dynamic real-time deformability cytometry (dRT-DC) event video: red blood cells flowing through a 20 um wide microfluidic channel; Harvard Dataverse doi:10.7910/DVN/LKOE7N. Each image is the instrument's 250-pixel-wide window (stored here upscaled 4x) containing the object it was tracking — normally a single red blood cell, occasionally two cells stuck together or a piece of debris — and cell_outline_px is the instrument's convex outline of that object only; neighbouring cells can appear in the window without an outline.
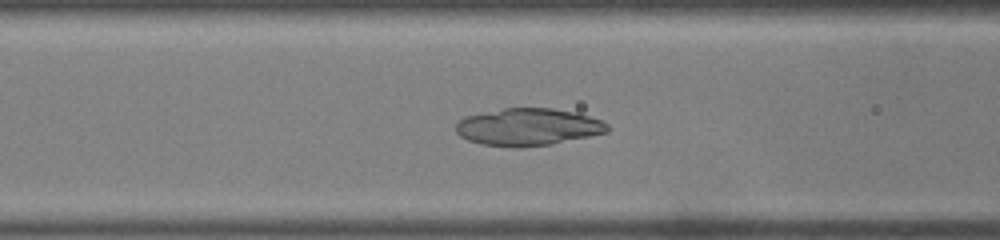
{"species": "common noctule bat (a hibernating species)", "species_latin": "Nyctalus noctula", "temperature_condition": "warm", "stored_images_in_passage": 37, "camera_frame_rate_fps": 3000, "um_per_image_px": 0.085, "animal": {"sex": "male", "body_mass_g": 19.0, "forearm_length_mm": 50.8}, "frame": {"image": 1, "passage_image": 6, "time_ms": 1.667, "image_size_px": [1000, 240], "cell_outline_px": [[608, 132], [552, 144], [520, 148], [508, 148], [480, 144], [468, 140], [460, 136], [456, 132], [456, 124], [464, 116], [504, 108], [552, 108], [576, 112], [600, 120], [608, 124]], "centroid_in_image_um": [44.86, 10.81], "position_along_channel_um": 121.7, "area_um2": 33.12}}
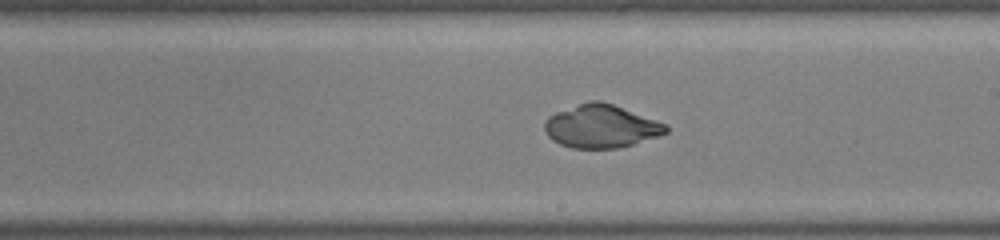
{"frame": {"image": 2, "passage_image": 15, "time_ms": 4.667, "image_size_px": [1000, 240], "cell_outline_px": [[668, 132], [660, 136], [632, 144], [616, 148], [572, 148], [560, 144], [552, 140], [548, 136], [544, 128], [544, 124], [548, 116], [556, 112], [588, 100], [600, 100], [612, 104], [664, 124], [668, 128]], "centroid_in_image_um": [51.05, 10.74], "position_along_channel_um": 238.0, "area_um2": 30.11}}
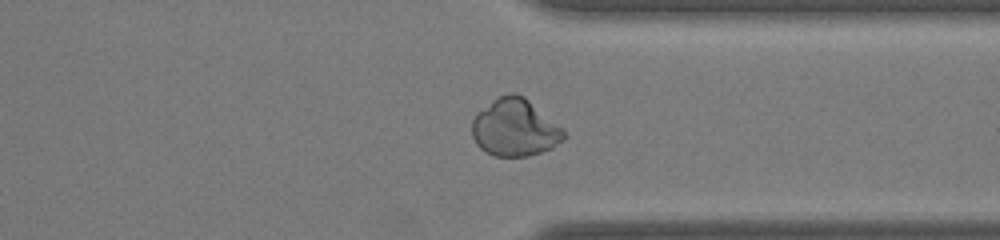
{"frame": {"image": 3, "passage_image": 25, "time_ms": 8.0, "image_size_px": [1000, 240], "cell_outline_px": [[564, 140], [552, 148], [528, 156], [496, 156], [480, 148], [476, 144], [472, 136], [472, 120], [492, 100], [500, 96], [512, 92], [516, 92], [524, 96], [560, 128], [564, 132]], "centroid_in_image_um": [43.74, 10.86], "position_along_channel_um": 367.7, "area_um2": 30.06}}